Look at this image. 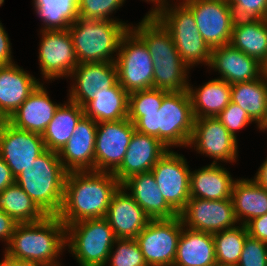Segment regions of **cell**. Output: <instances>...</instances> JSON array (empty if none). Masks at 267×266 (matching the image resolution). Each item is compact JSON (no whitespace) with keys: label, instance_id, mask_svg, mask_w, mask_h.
Returning a JSON list of instances; mask_svg holds the SVG:
<instances>
[{"label":"cell","instance_id":"27","mask_svg":"<svg viewBox=\"0 0 267 266\" xmlns=\"http://www.w3.org/2000/svg\"><path fill=\"white\" fill-rule=\"evenodd\" d=\"M173 266H217L213 235L183 227Z\"/></svg>","mask_w":267,"mask_h":266},{"label":"cell","instance_id":"21","mask_svg":"<svg viewBox=\"0 0 267 266\" xmlns=\"http://www.w3.org/2000/svg\"><path fill=\"white\" fill-rule=\"evenodd\" d=\"M97 122L83 116L73 135L58 153L61 163L68 171H95V140Z\"/></svg>","mask_w":267,"mask_h":266},{"label":"cell","instance_id":"35","mask_svg":"<svg viewBox=\"0 0 267 266\" xmlns=\"http://www.w3.org/2000/svg\"><path fill=\"white\" fill-rule=\"evenodd\" d=\"M33 1L37 15L44 22L43 30H68L79 17V0Z\"/></svg>","mask_w":267,"mask_h":266},{"label":"cell","instance_id":"40","mask_svg":"<svg viewBox=\"0 0 267 266\" xmlns=\"http://www.w3.org/2000/svg\"><path fill=\"white\" fill-rule=\"evenodd\" d=\"M236 20L267 19V0H227Z\"/></svg>","mask_w":267,"mask_h":266},{"label":"cell","instance_id":"29","mask_svg":"<svg viewBox=\"0 0 267 266\" xmlns=\"http://www.w3.org/2000/svg\"><path fill=\"white\" fill-rule=\"evenodd\" d=\"M231 200L239 224L245 225L255 217L267 214V190L253 179H236ZM243 219V220H242Z\"/></svg>","mask_w":267,"mask_h":266},{"label":"cell","instance_id":"17","mask_svg":"<svg viewBox=\"0 0 267 266\" xmlns=\"http://www.w3.org/2000/svg\"><path fill=\"white\" fill-rule=\"evenodd\" d=\"M237 138L224 127L216 117H203L194 120L193 133L188 146L215 160L235 162L238 156ZM194 144V145H193Z\"/></svg>","mask_w":267,"mask_h":266},{"label":"cell","instance_id":"13","mask_svg":"<svg viewBox=\"0 0 267 266\" xmlns=\"http://www.w3.org/2000/svg\"><path fill=\"white\" fill-rule=\"evenodd\" d=\"M134 132L128 118L97 123L95 171L113 173L121 165Z\"/></svg>","mask_w":267,"mask_h":266},{"label":"cell","instance_id":"43","mask_svg":"<svg viewBox=\"0 0 267 266\" xmlns=\"http://www.w3.org/2000/svg\"><path fill=\"white\" fill-rule=\"evenodd\" d=\"M245 226L248 235L267 243V214L251 219Z\"/></svg>","mask_w":267,"mask_h":266},{"label":"cell","instance_id":"19","mask_svg":"<svg viewBox=\"0 0 267 266\" xmlns=\"http://www.w3.org/2000/svg\"><path fill=\"white\" fill-rule=\"evenodd\" d=\"M104 218L117 239H135L151 220L122 186L112 196Z\"/></svg>","mask_w":267,"mask_h":266},{"label":"cell","instance_id":"30","mask_svg":"<svg viewBox=\"0 0 267 266\" xmlns=\"http://www.w3.org/2000/svg\"><path fill=\"white\" fill-rule=\"evenodd\" d=\"M230 44L263 63L267 59V19H235Z\"/></svg>","mask_w":267,"mask_h":266},{"label":"cell","instance_id":"52","mask_svg":"<svg viewBox=\"0 0 267 266\" xmlns=\"http://www.w3.org/2000/svg\"><path fill=\"white\" fill-rule=\"evenodd\" d=\"M3 3H4V0H0V6H2Z\"/></svg>","mask_w":267,"mask_h":266},{"label":"cell","instance_id":"46","mask_svg":"<svg viewBox=\"0 0 267 266\" xmlns=\"http://www.w3.org/2000/svg\"><path fill=\"white\" fill-rule=\"evenodd\" d=\"M14 183L15 177L12 175L11 169L0 157V192Z\"/></svg>","mask_w":267,"mask_h":266},{"label":"cell","instance_id":"49","mask_svg":"<svg viewBox=\"0 0 267 266\" xmlns=\"http://www.w3.org/2000/svg\"><path fill=\"white\" fill-rule=\"evenodd\" d=\"M147 2L149 1V2H153L155 5H156V7L154 8H152V11L150 10L149 12H148V14H153L156 10H158L159 8H161L162 6H164V5H166V4H168V2H167V0H146Z\"/></svg>","mask_w":267,"mask_h":266},{"label":"cell","instance_id":"25","mask_svg":"<svg viewBox=\"0 0 267 266\" xmlns=\"http://www.w3.org/2000/svg\"><path fill=\"white\" fill-rule=\"evenodd\" d=\"M121 186L131 191L129 194L150 219H170L179 215L164 199L151 171L132 175Z\"/></svg>","mask_w":267,"mask_h":266},{"label":"cell","instance_id":"1","mask_svg":"<svg viewBox=\"0 0 267 266\" xmlns=\"http://www.w3.org/2000/svg\"><path fill=\"white\" fill-rule=\"evenodd\" d=\"M121 183L111 172L71 171L65 180L58 218L65 226L85 219L104 218Z\"/></svg>","mask_w":267,"mask_h":266},{"label":"cell","instance_id":"5","mask_svg":"<svg viewBox=\"0 0 267 266\" xmlns=\"http://www.w3.org/2000/svg\"><path fill=\"white\" fill-rule=\"evenodd\" d=\"M67 173L59 154L46 149L15 182L47 216H57L63 204Z\"/></svg>","mask_w":267,"mask_h":266},{"label":"cell","instance_id":"51","mask_svg":"<svg viewBox=\"0 0 267 266\" xmlns=\"http://www.w3.org/2000/svg\"><path fill=\"white\" fill-rule=\"evenodd\" d=\"M262 75L267 79V59L262 63Z\"/></svg>","mask_w":267,"mask_h":266},{"label":"cell","instance_id":"41","mask_svg":"<svg viewBox=\"0 0 267 266\" xmlns=\"http://www.w3.org/2000/svg\"><path fill=\"white\" fill-rule=\"evenodd\" d=\"M237 266H267V243L248 235Z\"/></svg>","mask_w":267,"mask_h":266},{"label":"cell","instance_id":"28","mask_svg":"<svg viewBox=\"0 0 267 266\" xmlns=\"http://www.w3.org/2000/svg\"><path fill=\"white\" fill-rule=\"evenodd\" d=\"M188 86L194 118L217 117L231 101V84L225 80L212 79L200 88Z\"/></svg>","mask_w":267,"mask_h":266},{"label":"cell","instance_id":"45","mask_svg":"<svg viewBox=\"0 0 267 266\" xmlns=\"http://www.w3.org/2000/svg\"><path fill=\"white\" fill-rule=\"evenodd\" d=\"M11 43L2 23H0V66L9 65L13 62L11 58Z\"/></svg>","mask_w":267,"mask_h":266},{"label":"cell","instance_id":"42","mask_svg":"<svg viewBox=\"0 0 267 266\" xmlns=\"http://www.w3.org/2000/svg\"><path fill=\"white\" fill-rule=\"evenodd\" d=\"M224 127L236 137V131L244 128L248 124L254 122L236 103L230 101L228 106L222 110L216 117Z\"/></svg>","mask_w":267,"mask_h":266},{"label":"cell","instance_id":"24","mask_svg":"<svg viewBox=\"0 0 267 266\" xmlns=\"http://www.w3.org/2000/svg\"><path fill=\"white\" fill-rule=\"evenodd\" d=\"M40 84L7 120L14 127L42 135L60 104L51 101Z\"/></svg>","mask_w":267,"mask_h":266},{"label":"cell","instance_id":"44","mask_svg":"<svg viewBox=\"0 0 267 266\" xmlns=\"http://www.w3.org/2000/svg\"><path fill=\"white\" fill-rule=\"evenodd\" d=\"M17 224L12 217L0 210V240L6 242L7 246L11 241Z\"/></svg>","mask_w":267,"mask_h":266},{"label":"cell","instance_id":"37","mask_svg":"<svg viewBox=\"0 0 267 266\" xmlns=\"http://www.w3.org/2000/svg\"><path fill=\"white\" fill-rule=\"evenodd\" d=\"M114 244L107 260L110 266H148L135 239H116Z\"/></svg>","mask_w":267,"mask_h":266},{"label":"cell","instance_id":"39","mask_svg":"<svg viewBox=\"0 0 267 266\" xmlns=\"http://www.w3.org/2000/svg\"><path fill=\"white\" fill-rule=\"evenodd\" d=\"M125 0H79V17L89 20H110L116 9H119Z\"/></svg>","mask_w":267,"mask_h":266},{"label":"cell","instance_id":"20","mask_svg":"<svg viewBox=\"0 0 267 266\" xmlns=\"http://www.w3.org/2000/svg\"><path fill=\"white\" fill-rule=\"evenodd\" d=\"M167 150L159 139L135 130L124 159L113 175L122 184L132 175L150 172Z\"/></svg>","mask_w":267,"mask_h":266},{"label":"cell","instance_id":"16","mask_svg":"<svg viewBox=\"0 0 267 266\" xmlns=\"http://www.w3.org/2000/svg\"><path fill=\"white\" fill-rule=\"evenodd\" d=\"M39 65L45 80L70 76L78 66L69 30H40Z\"/></svg>","mask_w":267,"mask_h":266},{"label":"cell","instance_id":"6","mask_svg":"<svg viewBox=\"0 0 267 266\" xmlns=\"http://www.w3.org/2000/svg\"><path fill=\"white\" fill-rule=\"evenodd\" d=\"M131 28L119 20L78 17L69 27L78 63L115 62L122 37ZM113 56V57H112Z\"/></svg>","mask_w":267,"mask_h":266},{"label":"cell","instance_id":"12","mask_svg":"<svg viewBox=\"0 0 267 266\" xmlns=\"http://www.w3.org/2000/svg\"><path fill=\"white\" fill-rule=\"evenodd\" d=\"M184 156L167 150L151 169L166 202L179 214L190 199V170Z\"/></svg>","mask_w":267,"mask_h":266},{"label":"cell","instance_id":"14","mask_svg":"<svg viewBox=\"0 0 267 266\" xmlns=\"http://www.w3.org/2000/svg\"><path fill=\"white\" fill-rule=\"evenodd\" d=\"M45 150L42 135L0 121V157L15 178Z\"/></svg>","mask_w":267,"mask_h":266},{"label":"cell","instance_id":"31","mask_svg":"<svg viewBox=\"0 0 267 266\" xmlns=\"http://www.w3.org/2000/svg\"><path fill=\"white\" fill-rule=\"evenodd\" d=\"M83 116V108L77 103L68 99L66 104H60L42 134L45 148L59 153L73 135L77 123Z\"/></svg>","mask_w":267,"mask_h":266},{"label":"cell","instance_id":"48","mask_svg":"<svg viewBox=\"0 0 267 266\" xmlns=\"http://www.w3.org/2000/svg\"><path fill=\"white\" fill-rule=\"evenodd\" d=\"M253 180L267 190V158L258 169Z\"/></svg>","mask_w":267,"mask_h":266},{"label":"cell","instance_id":"23","mask_svg":"<svg viewBox=\"0 0 267 266\" xmlns=\"http://www.w3.org/2000/svg\"><path fill=\"white\" fill-rule=\"evenodd\" d=\"M37 80L14 63L0 66V121L8 120L37 89Z\"/></svg>","mask_w":267,"mask_h":266},{"label":"cell","instance_id":"36","mask_svg":"<svg viewBox=\"0 0 267 266\" xmlns=\"http://www.w3.org/2000/svg\"><path fill=\"white\" fill-rule=\"evenodd\" d=\"M212 235L217 266L237 265L248 236L246 226L240 224Z\"/></svg>","mask_w":267,"mask_h":266},{"label":"cell","instance_id":"22","mask_svg":"<svg viewBox=\"0 0 267 266\" xmlns=\"http://www.w3.org/2000/svg\"><path fill=\"white\" fill-rule=\"evenodd\" d=\"M209 67L219 71L220 79L231 85L252 81L262 76V63L231 44L211 49Z\"/></svg>","mask_w":267,"mask_h":266},{"label":"cell","instance_id":"7","mask_svg":"<svg viewBox=\"0 0 267 266\" xmlns=\"http://www.w3.org/2000/svg\"><path fill=\"white\" fill-rule=\"evenodd\" d=\"M177 4L173 7L168 3L153 15L169 31L180 57L189 68L200 63L209 66L211 48L200 35L192 11L183 2Z\"/></svg>","mask_w":267,"mask_h":266},{"label":"cell","instance_id":"3","mask_svg":"<svg viewBox=\"0 0 267 266\" xmlns=\"http://www.w3.org/2000/svg\"><path fill=\"white\" fill-rule=\"evenodd\" d=\"M128 119L136 131L159 139L167 149L188 147L195 120L188 90L168 92L159 110L128 116Z\"/></svg>","mask_w":267,"mask_h":266},{"label":"cell","instance_id":"2","mask_svg":"<svg viewBox=\"0 0 267 266\" xmlns=\"http://www.w3.org/2000/svg\"><path fill=\"white\" fill-rule=\"evenodd\" d=\"M147 46L153 60V88L168 92L186 91L189 67L183 62L169 31L153 15L147 14L130 28Z\"/></svg>","mask_w":267,"mask_h":266},{"label":"cell","instance_id":"50","mask_svg":"<svg viewBox=\"0 0 267 266\" xmlns=\"http://www.w3.org/2000/svg\"><path fill=\"white\" fill-rule=\"evenodd\" d=\"M257 127L260 129V130H267V102H266V112H265V115H264V118L263 120L257 125Z\"/></svg>","mask_w":267,"mask_h":266},{"label":"cell","instance_id":"11","mask_svg":"<svg viewBox=\"0 0 267 266\" xmlns=\"http://www.w3.org/2000/svg\"><path fill=\"white\" fill-rule=\"evenodd\" d=\"M192 11L199 33L212 49L230 44L234 13L227 0H184Z\"/></svg>","mask_w":267,"mask_h":266},{"label":"cell","instance_id":"15","mask_svg":"<svg viewBox=\"0 0 267 266\" xmlns=\"http://www.w3.org/2000/svg\"><path fill=\"white\" fill-rule=\"evenodd\" d=\"M179 216L185 228L211 234L236 227L235 224H238L231 198H190Z\"/></svg>","mask_w":267,"mask_h":266},{"label":"cell","instance_id":"38","mask_svg":"<svg viewBox=\"0 0 267 266\" xmlns=\"http://www.w3.org/2000/svg\"><path fill=\"white\" fill-rule=\"evenodd\" d=\"M168 91L150 88L129 94L128 116H143V112L159 110Z\"/></svg>","mask_w":267,"mask_h":266},{"label":"cell","instance_id":"18","mask_svg":"<svg viewBox=\"0 0 267 266\" xmlns=\"http://www.w3.org/2000/svg\"><path fill=\"white\" fill-rule=\"evenodd\" d=\"M75 80L69 90V100L84 107L89 101L110 88L118 81L115 62L79 63L70 78Z\"/></svg>","mask_w":267,"mask_h":266},{"label":"cell","instance_id":"34","mask_svg":"<svg viewBox=\"0 0 267 266\" xmlns=\"http://www.w3.org/2000/svg\"><path fill=\"white\" fill-rule=\"evenodd\" d=\"M0 210L17 223H34L47 216L16 182L0 192Z\"/></svg>","mask_w":267,"mask_h":266},{"label":"cell","instance_id":"9","mask_svg":"<svg viewBox=\"0 0 267 266\" xmlns=\"http://www.w3.org/2000/svg\"><path fill=\"white\" fill-rule=\"evenodd\" d=\"M115 65L118 83L129 94L153 88L152 57L145 43L131 29L120 41Z\"/></svg>","mask_w":267,"mask_h":266},{"label":"cell","instance_id":"4","mask_svg":"<svg viewBox=\"0 0 267 266\" xmlns=\"http://www.w3.org/2000/svg\"><path fill=\"white\" fill-rule=\"evenodd\" d=\"M65 247V224L58 216H46L38 222L18 223L5 252L41 266H57V258Z\"/></svg>","mask_w":267,"mask_h":266},{"label":"cell","instance_id":"32","mask_svg":"<svg viewBox=\"0 0 267 266\" xmlns=\"http://www.w3.org/2000/svg\"><path fill=\"white\" fill-rule=\"evenodd\" d=\"M129 93L118 81L110 88V92L96 96L84 107V116L97 123L118 121L128 118Z\"/></svg>","mask_w":267,"mask_h":266},{"label":"cell","instance_id":"26","mask_svg":"<svg viewBox=\"0 0 267 266\" xmlns=\"http://www.w3.org/2000/svg\"><path fill=\"white\" fill-rule=\"evenodd\" d=\"M235 180L223 166L211 163L190 172V198L223 200L231 198Z\"/></svg>","mask_w":267,"mask_h":266},{"label":"cell","instance_id":"33","mask_svg":"<svg viewBox=\"0 0 267 266\" xmlns=\"http://www.w3.org/2000/svg\"><path fill=\"white\" fill-rule=\"evenodd\" d=\"M231 102L236 103L257 123L263 120L267 102V79L260 78L231 85Z\"/></svg>","mask_w":267,"mask_h":266},{"label":"cell","instance_id":"10","mask_svg":"<svg viewBox=\"0 0 267 266\" xmlns=\"http://www.w3.org/2000/svg\"><path fill=\"white\" fill-rule=\"evenodd\" d=\"M183 227L179 215L149 221L135 238L148 266H173Z\"/></svg>","mask_w":267,"mask_h":266},{"label":"cell","instance_id":"8","mask_svg":"<svg viewBox=\"0 0 267 266\" xmlns=\"http://www.w3.org/2000/svg\"><path fill=\"white\" fill-rule=\"evenodd\" d=\"M116 239L105 218L85 219L66 226V247L80 266H105Z\"/></svg>","mask_w":267,"mask_h":266},{"label":"cell","instance_id":"47","mask_svg":"<svg viewBox=\"0 0 267 266\" xmlns=\"http://www.w3.org/2000/svg\"><path fill=\"white\" fill-rule=\"evenodd\" d=\"M0 266H41L37 263L21 260L14 257H11L6 252H4L3 260L0 262Z\"/></svg>","mask_w":267,"mask_h":266}]
</instances>
